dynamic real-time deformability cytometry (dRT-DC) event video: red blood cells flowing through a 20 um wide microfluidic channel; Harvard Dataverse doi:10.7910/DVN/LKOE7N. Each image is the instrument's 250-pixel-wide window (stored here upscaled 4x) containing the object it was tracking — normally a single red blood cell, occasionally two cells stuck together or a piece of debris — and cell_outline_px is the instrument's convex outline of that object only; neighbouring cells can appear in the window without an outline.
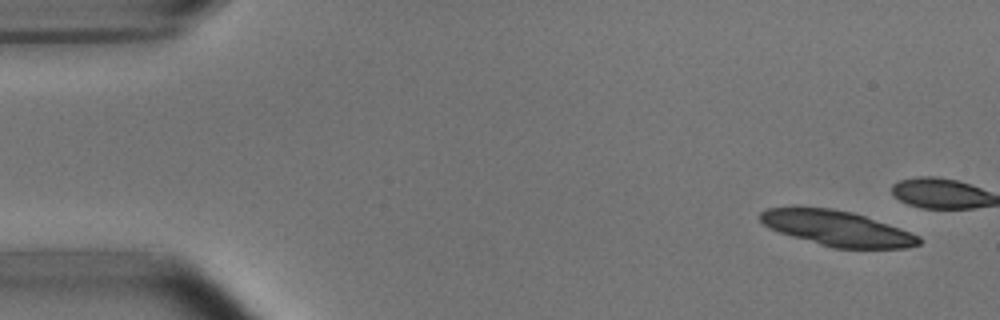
{"species": "common noctule bat (a hibernating species)", "species_latin": "Nyctalus noctula", "temperature_condition": "room temperature", "stored_images_in_passage": 4, "camera_frame_rate_fps": 3000, "um_per_image_px": 0.085, "animal": {"sex": "male", "body_mass_g": 15.6}, "frame": {"image": 1, "passage_image": 1, "time_ms": 0.0, "image_size_px": [1000, 320], "cell_outline_px": [[920, 244], [908, 248], [832, 248], [792, 236], [768, 228], [760, 220], [760, 212], [768, 208], [832, 208], [852, 212], [900, 228], [920, 236]], "centroid_in_image_um": [71.17, 19.42], "position_along_channel_um": 13.8, "area_um2": 32.14}}